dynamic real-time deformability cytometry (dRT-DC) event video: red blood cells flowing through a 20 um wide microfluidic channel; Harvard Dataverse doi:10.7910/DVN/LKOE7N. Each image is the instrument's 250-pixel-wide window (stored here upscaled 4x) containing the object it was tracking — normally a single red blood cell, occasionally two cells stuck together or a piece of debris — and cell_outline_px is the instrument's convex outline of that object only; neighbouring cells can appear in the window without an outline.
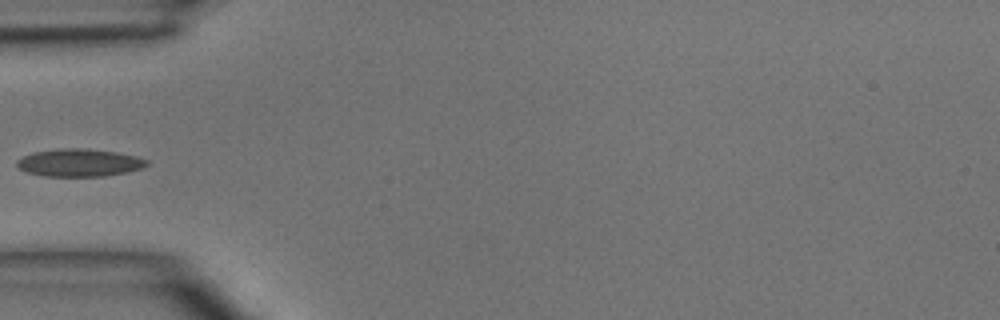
{"species": "common noctule bat (a hibernating species)", "species_latin": "Nyctalus noctula", "temperature_condition": "room temperature", "stored_images_in_passage": 4, "camera_frame_rate_fps": 3000, "um_per_image_px": 0.085, "animal": {"sex": "male", "body_mass_g": 15.6}, "frame": {"image": 1, "passage_image": 4, "time_ms": 3.333, "image_size_px": [1000, 320], "cell_outline_px": [[148, 164], [144, 168], [128, 172], [104, 176], [44, 176], [28, 172], [20, 168], [16, 164], [16, 160], [32, 152], [60, 148], [84, 148], [116, 152], [136, 156], [148, 160]], "centroid_in_image_um": [6.76, 13.82], "position_along_channel_um": 78.2, "area_um2": 20.98}}